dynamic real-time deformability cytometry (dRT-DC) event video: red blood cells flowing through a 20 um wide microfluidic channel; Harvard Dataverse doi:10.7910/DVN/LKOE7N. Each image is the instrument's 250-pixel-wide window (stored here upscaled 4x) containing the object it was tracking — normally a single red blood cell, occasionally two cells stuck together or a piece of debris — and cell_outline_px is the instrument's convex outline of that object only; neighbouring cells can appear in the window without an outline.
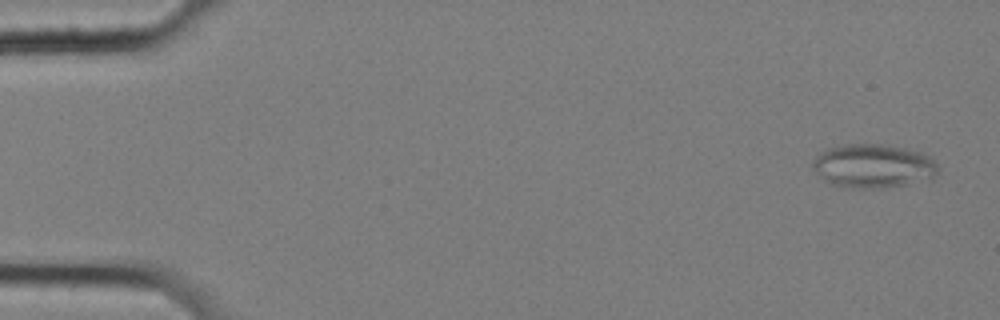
{"species": "common noctule bat (a hibernating species)", "species_latin": "Nyctalus noctula", "temperature_condition": "cold", "stored_images_in_passage": 58, "camera_frame_rate_fps": 3000, "um_per_image_px": 0.085, "animal": {"sex": "female", "body_mass_g": 25.1}, "frame": {"image": 1, "passage_image": 3, "time_ms": 0.667, "image_size_px": [1000, 320], "cell_outline_px": [[940, 168], [936, 176], [932, 180], [884, 188], [856, 188], [832, 184], [824, 180], [812, 168], [812, 160], [820, 152], [828, 148], [844, 144], [888, 144], [908, 148], [920, 152], [928, 156]], "centroid_in_image_um": [74.26, 14.11], "position_along_channel_um": 10.7, "area_um2": 32.43}}
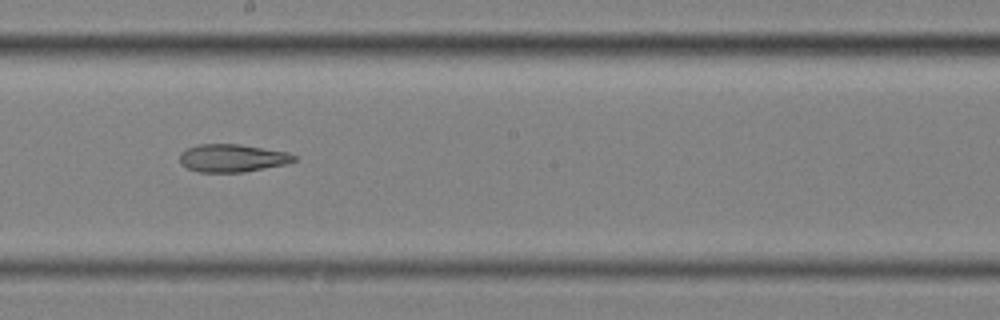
{"frame": {"image": 2, "passage_image": 33, "time_ms": 10.667, "image_size_px": [1000, 320], "cell_outline_px": [[296, 160], [284, 164], [244, 172], [200, 172], [188, 168], [180, 164], [180, 152], [188, 148], [200, 144], [240, 144], [288, 152], [296, 156]], "centroid_in_image_um": [19.73, 13.43], "position_along_channel_um": 228.5, "area_um2": 18.44}}
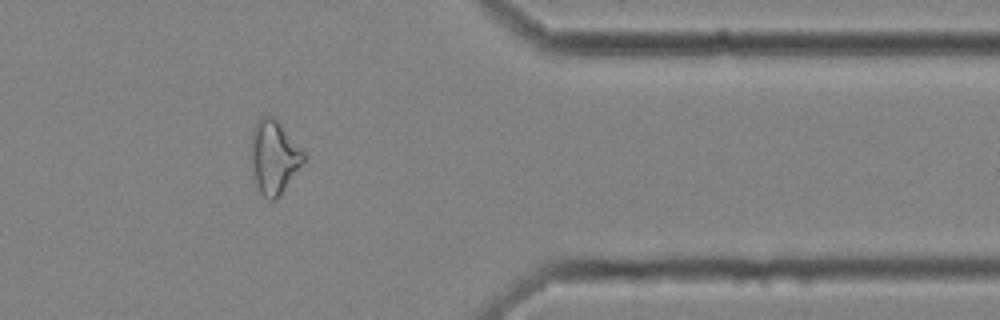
{"frame": {"image": 3, "passage_image": 48, "time_ms": 15.667, "image_size_px": [1000, 320], "cell_outline_px": [[304, 160], [280, 196], [276, 200], [268, 200], [260, 192], [252, 176], [252, 132], [260, 116], [272, 116], [276, 120], [304, 152]], "centroid_in_image_um": [23.27, 13.39], "position_along_channel_um": 388.1, "area_um2": 21.96}, "authors_computed_cell_mechanics": {"area_um2": 23.4957, "velocity_mm_per_s": 3.5038, "shape_relaxation_time_tau1_ms": null, "shape_relaxation_time_tau2_ms": 5.5751, "deformation_change_tau1": null, "deformation_change_tau2": 0.1512}}